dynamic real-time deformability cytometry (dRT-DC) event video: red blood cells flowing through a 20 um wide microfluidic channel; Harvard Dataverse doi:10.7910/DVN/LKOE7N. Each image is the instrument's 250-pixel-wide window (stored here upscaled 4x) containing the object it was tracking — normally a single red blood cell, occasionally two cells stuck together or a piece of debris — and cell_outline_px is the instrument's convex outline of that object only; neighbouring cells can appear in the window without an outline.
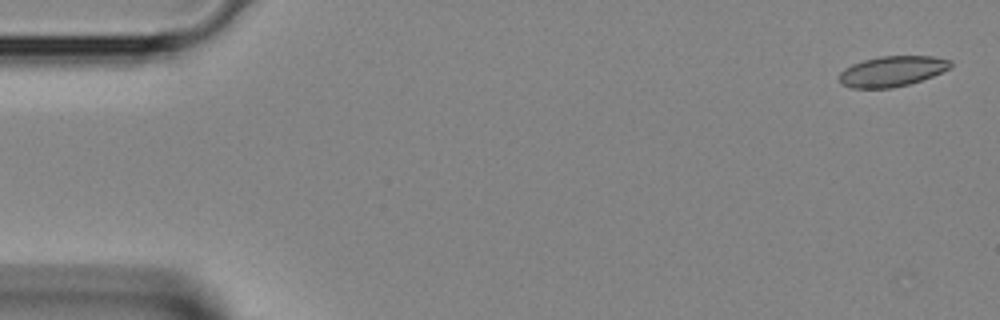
{"species": "Egyptian fruit bat (a non-hibernating species)", "species_latin": "Rousettus aegyptiacus", "temperature_condition": "room temperature", "stored_images_in_passage": 4, "camera_frame_rate_fps": 3000, "um_per_image_px": 0.085, "animal": {"sex": "female"}, "frame": {"image": 1, "passage_image": 1, "time_ms": 0.0, "image_size_px": [1000, 320], "cell_outline_px": [[952, 64], [948, 68], [932, 76], [908, 84], [892, 88], [852, 88], [840, 84], [840, 72], [844, 68], [852, 64], [864, 60], [880, 56], [932, 56], [952, 60]], "centroid_in_image_um": [75.8, 6.05], "position_along_channel_um": 9.2, "area_um2": 19.59}}